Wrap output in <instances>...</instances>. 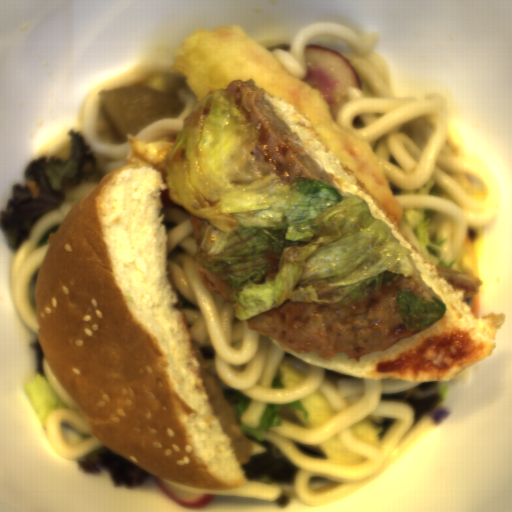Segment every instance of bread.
Returning a JSON list of instances; mask_svg holds the SVG:
<instances>
[{
    "label": "bread",
    "mask_w": 512,
    "mask_h": 512,
    "mask_svg": "<svg viewBox=\"0 0 512 512\" xmlns=\"http://www.w3.org/2000/svg\"><path fill=\"white\" fill-rule=\"evenodd\" d=\"M270 339H271V341H272L276 346H278L280 349H282L283 351H285V350H284V348L282 347V345L279 343V341H278V340H274V339H272V338H270Z\"/></svg>",
    "instance_id": "b6be36c0"
},
{
    "label": "bread",
    "mask_w": 512,
    "mask_h": 512,
    "mask_svg": "<svg viewBox=\"0 0 512 512\" xmlns=\"http://www.w3.org/2000/svg\"><path fill=\"white\" fill-rule=\"evenodd\" d=\"M169 188L148 162L109 171L63 215L36 274L37 342L96 440L151 476L247 483L213 414L167 270Z\"/></svg>",
    "instance_id": "8d2b1439"
},
{
    "label": "bread",
    "mask_w": 512,
    "mask_h": 512,
    "mask_svg": "<svg viewBox=\"0 0 512 512\" xmlns=\"http://www.w3.org/2000/svg\"><path fill=\"white\" fill-rule=\"evenodd\" d=\"M266 101L272 107L273 113L285 121L291 132H296L300 141L316 158L320 166L331 177L337 190L359 196L367 202L373 217L380 218L392 231L399 244L409 247L415 261V269L419 271L420 279L431 287L434 294L439 296L447 307L443 317L411 338L402 339L385 351H375L367 356H361L359 361L349 358L344 353L335 355L330 360L323 359L315 352L298 354L294 351H284L292 354L307 364L365 380L392 379L394 381L420 382H449L465 370L478 364L495 352L496 337L502 328L506 313L491 312L486 316L477 318L465 302V288L455 290L453 284L439 277L434 263L415 248L409 239L401 234L395 218L381 205L360 180L342 163V161L326 146L316 134L307 119L289 102L281 97L265 90L263 94ZM465 328L471 333V339L476 340V345L482 340L485 348L482 355L474 362L467 365L456 366L450 370L441 380L430 378L427 373H421L416 379L408 373L403 379L397 373H379L375 371L377 362L394 359L401 351L421 343L422 339L431 333L440 334L444 328L452 326Z\"/></svg>",
    "instance_id": "cb027b5d"
}]
</instances>
